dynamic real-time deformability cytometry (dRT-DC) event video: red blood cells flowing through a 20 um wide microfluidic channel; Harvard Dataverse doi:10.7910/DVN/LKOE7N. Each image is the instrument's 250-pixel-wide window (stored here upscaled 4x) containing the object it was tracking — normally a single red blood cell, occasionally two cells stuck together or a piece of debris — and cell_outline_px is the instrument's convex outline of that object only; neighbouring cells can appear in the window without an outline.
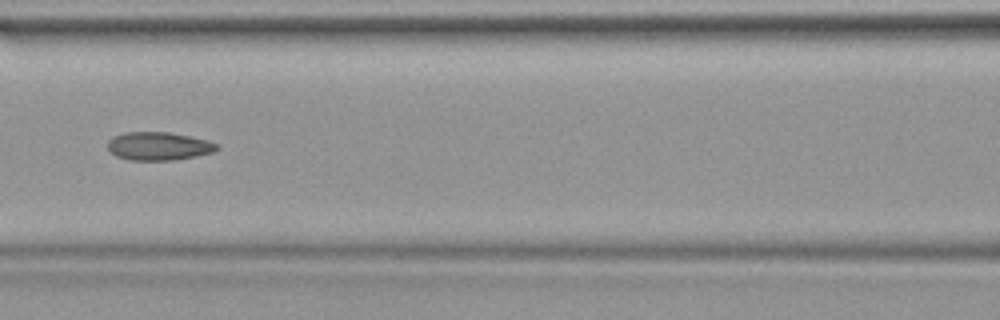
{"species": "common noctule bat (a hibernating species)", "species_latin": "Nyctalus noctula", "temperature_condition": "warm", "stored_images_in_passage": 32, "camera_frame_rate_fps": 3000, "um_per_image_px": 0.085, "animal": {"sex": "female", "body_mass_g": 19.9}, "frame": {"image": 1, "passage_image": 10, "time_ms": 3.0, "image_size_px": [1000, 320], "cell_outline_px": [[220, 148], [212, 152], [196, 156], [172, 160], [128, 160], [116, 156], [108, 148], [108, 140], [112, 136], [124, 132], [168, 132], [208, 140], [216, 144]], "centroid_in_image_um": [13.45, 12.42], "position_along_channel_um": 153.1, "area_um2": 17.92}}